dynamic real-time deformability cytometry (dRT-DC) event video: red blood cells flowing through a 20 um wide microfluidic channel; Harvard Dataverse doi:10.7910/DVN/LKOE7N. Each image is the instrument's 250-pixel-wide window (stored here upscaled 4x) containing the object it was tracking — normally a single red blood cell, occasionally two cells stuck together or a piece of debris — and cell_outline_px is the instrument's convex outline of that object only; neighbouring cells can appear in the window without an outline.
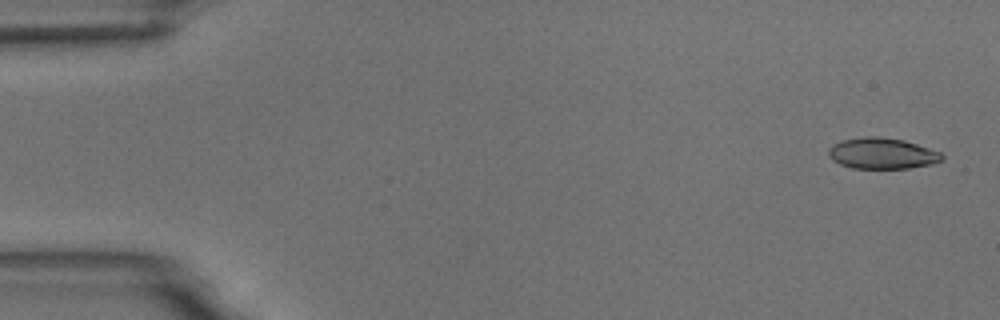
{"species": "common noctule bat (a hibernating species)", "species_latin": "Nyctalus noctula", "temperature_condition": "room temperature", "stored_images_in_passage": 5, "camera_frame_rate_fps": 3000, "um_per_image_px": 0.085, "animal": {"sex": "male", "body_mass_g": 18.8}, "frame": {"image": 1, "passage_image": 1, "time_ms": 0.0, "image_size_px": [1000, 320], "cell_outline_px": [[944, 156], [940, 160], [932, 164], [908, 168], [852, 168], [840, 164], [832, 160], [828, 156], [828, 148], [844, 140], [864, 136], [876, 136], [904, 140], [940, 152]], "centroid_in_image_um": [74.96, 13.04], "position_along_channel_um": 10.0, "area_um2": 20.29}}